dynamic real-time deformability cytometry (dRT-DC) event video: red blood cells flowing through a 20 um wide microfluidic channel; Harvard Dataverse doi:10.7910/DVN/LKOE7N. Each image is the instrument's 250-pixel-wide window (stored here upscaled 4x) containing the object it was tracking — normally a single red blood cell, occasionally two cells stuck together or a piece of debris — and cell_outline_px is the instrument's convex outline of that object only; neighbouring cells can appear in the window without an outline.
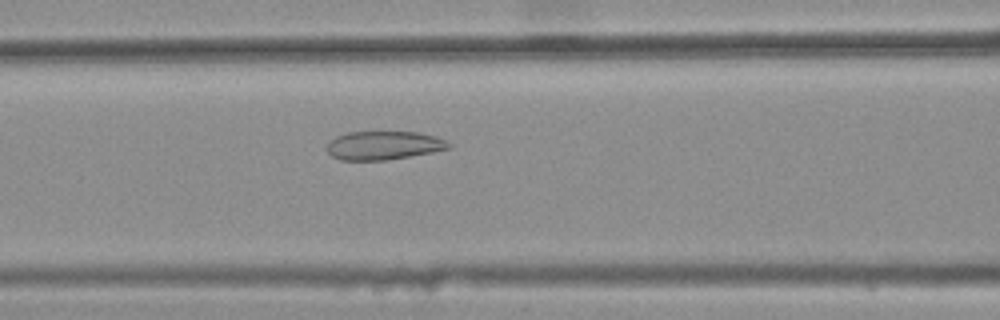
{"species": "common noctule bat (a hibernating species)", "species_latin": "Nyctalus noctula", "temperature_condition": "warm", "stored_images_in_passage": 34, "camera_frame_rate_fps": 3000, "um_per_image_px": 0.085, "animal": {"sex": "female", "body_mass_g": 25.1}, "frame": {"image": 1, "passage_image": 8, "time_ms": 2.333, "image_size_px": [1000, 320], "cell_outline_px": [[452, 148], [432, 152], [388, 160], [340, 160], [332, 156], [328, 152], [328, 144], [336, 136], [348, 132], [420, 132], [436, 136], [448, 140], [452, 144]], "centroid_in_image_um": [32.68, 12.36], "position_along_channel_um": 133.9, "area_um2": 20.4}}
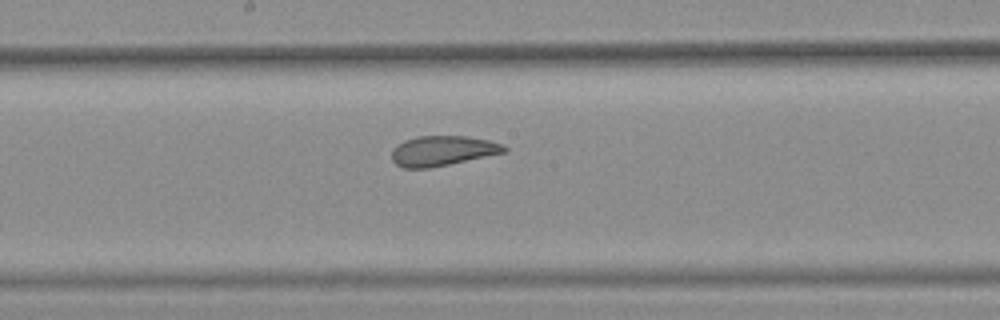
{"frame": {"image": 2, "passage_image": 14, "time_ms": 4.333, "image_size_px": [1000, 320], "cell_outline_px": [[508, 152], [428, 168], [404, 168], [396, 164], [392, 160], [392, 148], [396, 144], [404, 140], [416, 136], [464, 136], [488, 140], [500, 144], [508, 148]], "centroid_in_image_um": [37.59, 12.81], "position_along_channel_um": 210.6, "area_um2": 19.65}}
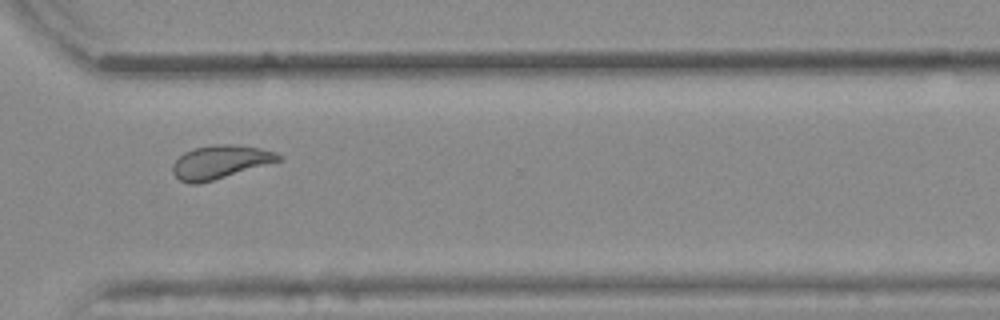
{"frame": {"image": 3, "passage_image": 25, "time_ms": 8.0, "image_size_px": [1000, 320], "cell_outline_px": [[284, 160], [212, 180], [196, 184], [188, 184], [180, 180], [172, 172], [172, 164], [184, 152], [196, 148], [212, 144], [232, 144], [260, 148], [276, 152], [284, 156]], "centroid_in_image_um": [18.75, 13.76], "position_along_channel_um": 351.9, "area_um2": 20.63}, "authors_computed_cell_mechanics": {"area_um2": 20.4612, "velocity_mm_per_s": 3.8408, "shape_relaxation_time_tau1_ms": null, "shape_relaxation_time_tau2_ms": 1.7409, "deformation_change_tau1": null, "deformation_change_tau2": 0.0846}}